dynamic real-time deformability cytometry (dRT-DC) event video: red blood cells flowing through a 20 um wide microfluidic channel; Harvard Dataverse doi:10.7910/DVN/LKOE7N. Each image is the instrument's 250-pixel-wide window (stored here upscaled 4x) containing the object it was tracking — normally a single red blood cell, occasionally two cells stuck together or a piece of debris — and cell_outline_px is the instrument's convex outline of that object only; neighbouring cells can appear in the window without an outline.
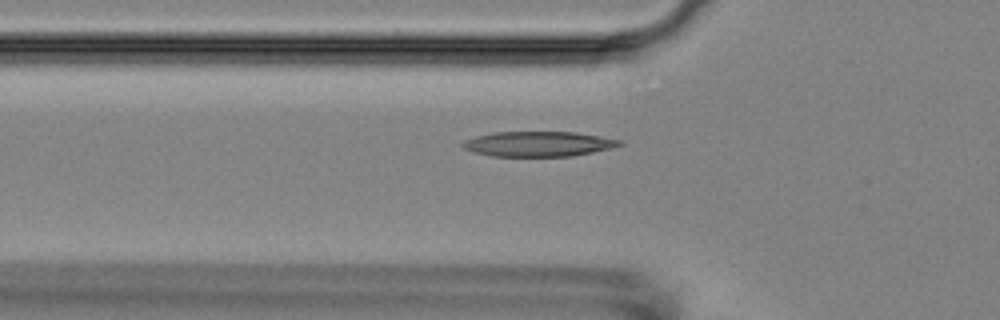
{"species": "Egyptian fruit bat (a non-hibernating species)", "species_latin": "Rousettus aegyptiacus", "temperature_condition": "room temperature", "stored_images_in_passage": 8, "camera_frame_rate_fps": 3000, "um_per_image_px": 0.085, "animal": {"sex": "female"}, "frame": {"image": 1, "passage_image": 8, "time_ms": 9.667, "image_size_px": [1000, 320], "cell_outline_px": [[624, 144], [612, 148], [572, 156], [492, 156], [472, 152], [464, 148], [460, 144], [464, 140], [476, 136], [492, 132], [576, 132], [624, 140]], "centroid_in_image_um": [45.77, 12.23], "position_along_channel_um": 80.0, "area_um2": 23.06}}